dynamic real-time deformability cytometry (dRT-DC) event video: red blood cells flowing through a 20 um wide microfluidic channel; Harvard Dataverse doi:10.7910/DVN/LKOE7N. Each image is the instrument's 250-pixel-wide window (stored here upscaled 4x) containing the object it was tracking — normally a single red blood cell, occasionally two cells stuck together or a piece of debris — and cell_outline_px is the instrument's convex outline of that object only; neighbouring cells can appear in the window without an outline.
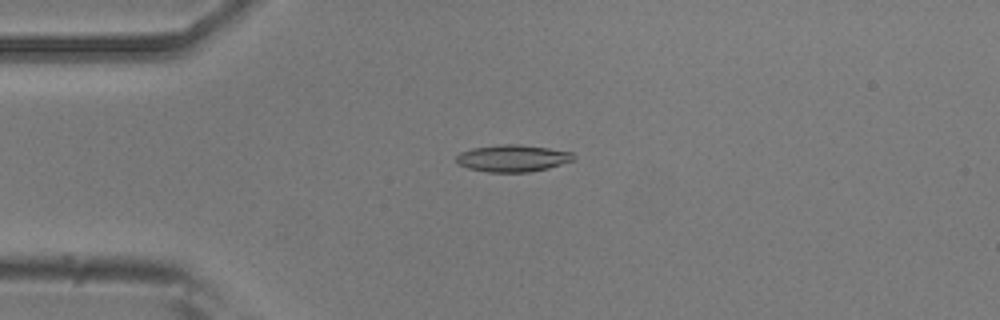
{"species": "common noctule bat (a hibernating species)", "species_latin": "Nyctalus noctula", "temperature_condition": "room temperature", "stored_images_in_passage": 41, "camera_frame_rate_fps": 3000, "um_per_image_px": 0.085, "animal": {"sex": "male", "body_mass_g": 20.5, "forearm_length_mm": 52.5}, "frame": {"image": 1, "passage_image": 1, "time_ms": 0.0, "image_size_px": [1000, 320], "cell_outline_px": [[576, 156], [572, 160], [548, 168], [528, 172], [488, 172], [468, 168], [460, 164], [456, 160], [456, 156], [460, 152], [472, 148], [500, 144], [520, 144], [548, 148], [572, 152]], "centroid_in_image_um": [43.56, 13.44], "position_along_channel_um": 41.4, "area_um2": 18.32}}
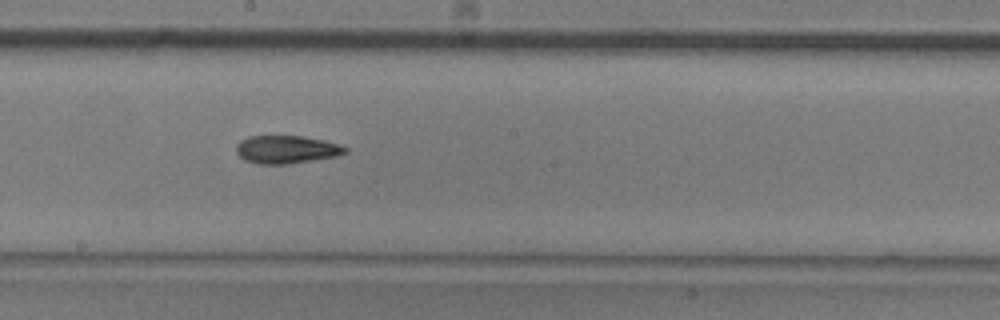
{"frame": {"image": 2, "passage_image": 17, "time_ms": 5.333, "image_size_px": [1000, 320], "cell_outline_px": [[348, 152], [336, 156], [288, 164], [256, 164], [244, 160], [236, 152], [236, 144], [240, 140], [248, 136], [300, 136], [324, 140], [348, 148]], "centroid_in_image_um": [24.3, 12.71], "position_along_channel_um": 223.9, "area_um2": 17.74}}
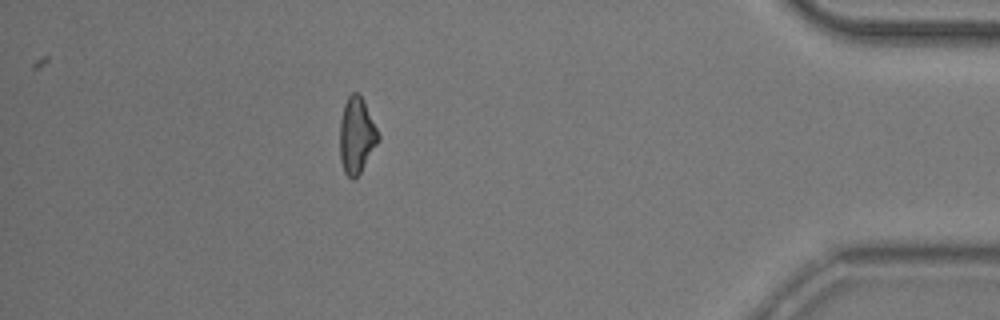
{"frame": {"image": 3, "passage_image": 35, "time_ms": 11.333, "image_size_px": [1000, 320], "cell_outline_px": [[380, 140], [360, 172], [352, 180], [344, 172], [340, 160], [340, 120], [344, 104], [348, 96], [352, 92], [356, 92], [364, 100], [380, 136]], "centroid_in_image_um": [30.31, 11.5], "position_along_channel_um": 404.9, "area_um2": 16.99}, "authors_computed_cell_mechanics": {"area_um2": 17.5134, "velocity_mm_per_s": 3.8238, "shape_relaxation_time_tau1_ms": 6.999, "shape_relaxation_time_tau2_ms": 5.0785, "deformation_change_tau1": 0.1816, "deformation_change_tau2": 0.1263}}